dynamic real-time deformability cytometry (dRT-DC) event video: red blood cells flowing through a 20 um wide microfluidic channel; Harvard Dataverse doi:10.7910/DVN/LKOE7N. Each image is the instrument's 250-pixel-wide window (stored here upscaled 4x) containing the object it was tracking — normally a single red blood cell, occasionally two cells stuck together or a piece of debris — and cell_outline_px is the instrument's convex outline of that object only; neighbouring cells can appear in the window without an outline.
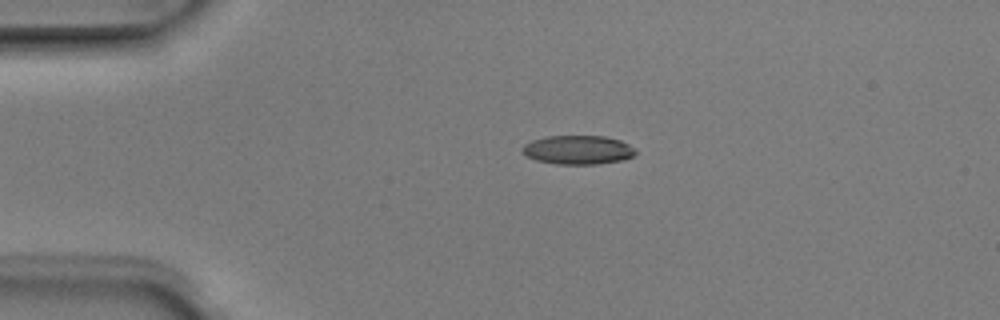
{"species": "Egyptian fruit bat (a non-hibernating species)", "species_latin": "Rousettus aegyptiacus", "temperature_condition": "room temperature", "stored_images_in_passage": 3, "camera_frame_rate_fps": 3000, "um_per_image_px": 0.085, "animal": {"sex": "male"}, "frame": {"image": 1, "passage_image": 2, "time_ms": 0.333, "image_size_px": [1000, 320], "cell_outline_px": [[636, 152], [632, 156], [620, 160], [596, 164], [556, 164], [536, 160], [520, 152], [520, 148], [524, 144], [532, 140], [544, 136], [604, 136], [620, 140], [636, 148]], "centroid_in_image_um": [49.08, 12.73], "position_along_channel_um": 35.9, "area_um2": 19.13}}